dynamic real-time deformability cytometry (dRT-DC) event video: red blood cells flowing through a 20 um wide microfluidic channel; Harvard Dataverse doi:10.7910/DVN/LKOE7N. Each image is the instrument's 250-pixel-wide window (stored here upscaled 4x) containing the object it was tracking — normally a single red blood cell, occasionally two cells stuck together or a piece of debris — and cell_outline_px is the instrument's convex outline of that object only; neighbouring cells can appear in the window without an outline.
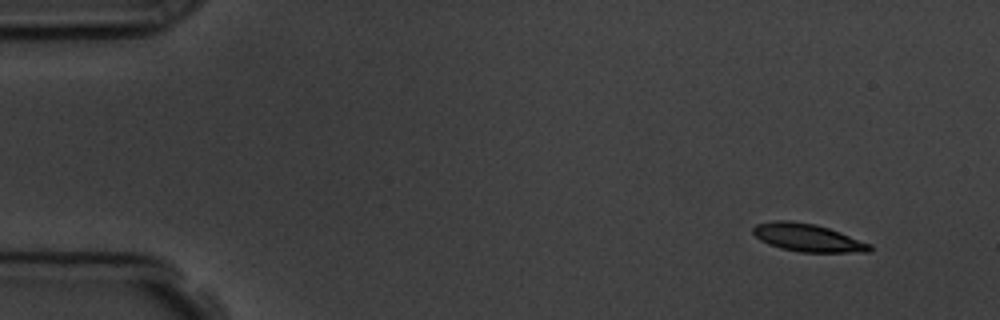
{"species": "common noctule bat (a hibernating species)", "species_latin": "Nyctalus noctula", "temperature_condition": "room temperature", "stored_images_in_passage": 4, "camera_frame_rate_fps": 3000, "um_per_image_px": 0.085, "animal": {"sex": "male", "body_mass_g": 19.5, "forearm_length_mm": 54.6}, "frame": {"image": 1, "passage_image": 1, "time_ms": 0.0, "image_size_px": [1000, 320], "cell_outline_px": [[872, 252], [800, 252], [780, 248], [768, 244], [760, 240], [752, 232], [752, 228], [756, 224], [772, 220], [788, 220], [816, 224], [840, 232], [872, 244]], "centroid_in_image_um": [68.65, 20.2], "position_along_channel_um": 16.4, "area_um2": 19.07}}